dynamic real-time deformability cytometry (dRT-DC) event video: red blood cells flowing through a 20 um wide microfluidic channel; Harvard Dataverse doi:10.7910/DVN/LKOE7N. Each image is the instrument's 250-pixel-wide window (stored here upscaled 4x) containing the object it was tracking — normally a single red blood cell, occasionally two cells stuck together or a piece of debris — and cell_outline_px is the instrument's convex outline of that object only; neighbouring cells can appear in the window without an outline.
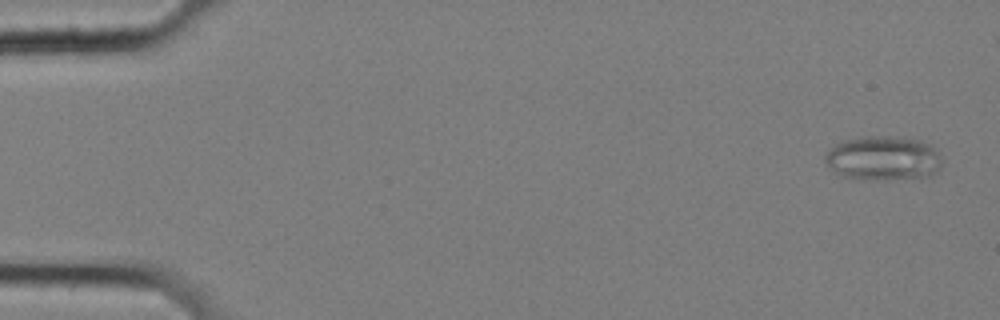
{"species": "common noctule bat (a hibernating species)", "species_latin": "Nyctalus noctula", "temperature_condition": "cold", "stored_images_in_passage": 52, "camera_frame_rate_fps": 3000, "um_per_image_px": 0.085, "animal": {"sex": "female", "body_mass_g": 25.1}, "frame": {"image": 1, "passage_image": 1, "time_ms": 0.0, "image_size_px": [1000, 320], "cell_outline_px": [[940, 168], [936, 172], [928, 176], [888, 180], [876, 180], [844, 176], [836, 172], [824, 160], [824, 156], [836, 144], [844, 140], [864, 136], [888, 136], [920, 140], [928, 144], [940, 156]], "centroid_in_image_um": [75.07, 13.45], "position_along_channel_um": 9.9, "area_um2": 29.77}}
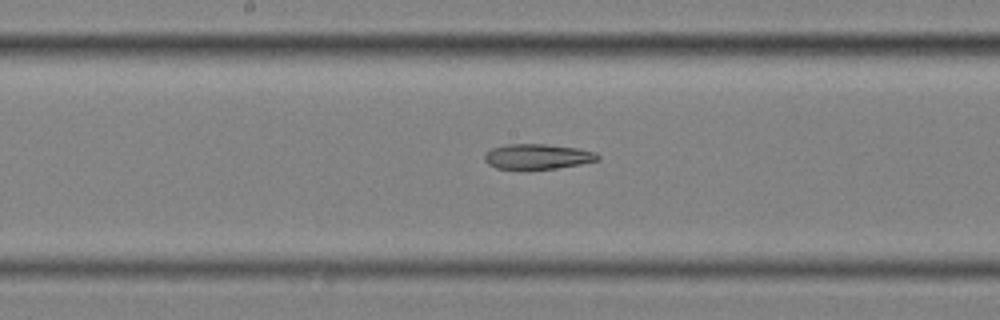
{"frame": {"image": 2, "passage_image": 29, "time_ms": 9.333, "image_size_px": [1000, 320], "cell_outline_px": [[600, 160], [580, 164], [556, 168], [528, 172], [496, 168], [488, 164], [484, 160], [484, 156], [492, 148], [504, 144], [544, 144], [576, 148], [596, 152], [600, 156]], "centroid_in_image_um": [45.66, 13.35], "position_along_channel_um": 202.5, "area_um2": 17.22}}
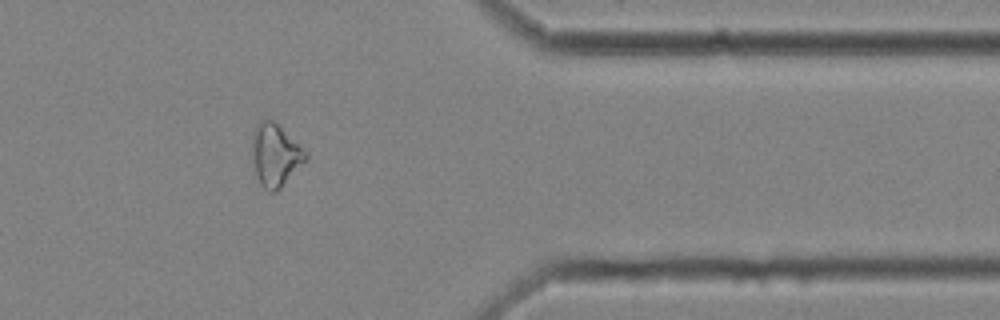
{"frame": {"image": 3, "passage_image": 46, "time_ms": 15.0, "image_size_px": [1000, 320], "cell_outline_px": [[308, 160], [276, 192], [268, 192], [260, 184], [256, 176], [252, 160], [252, 132], [256, 124], [260, 120], [276, 120], [308, 152]], "centroid_in_image_um": [23.42, 13.15], "position_along_channel_um": 388.0, "area_um2": 20.17}}